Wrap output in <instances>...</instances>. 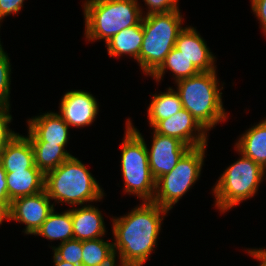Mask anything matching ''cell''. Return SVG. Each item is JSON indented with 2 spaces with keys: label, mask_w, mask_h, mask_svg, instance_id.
Segmentation results:
<instances>
[{
  "label": "cell",
  "mask_w": 266,
  "mask_h": 266,
  "mask_svg": "<svg viewBox=\"0 0 266 266\" xmlns=\"http://www.w3.org/2000/svg\"><path fill=\"white\" fill-rule=\"evenodd\" d=\"M129 211L110 216L113 250L125 266H143L157 250L163 221L170 212L153 202H140Z\"/></svg>",
  "instance_id": "obj_1"
},
{
  "label": "cell",
  "mask_w": 266,
  "mask_h": 266,
  "mask_svg": "<svg viewBox=\"0 0 266 266\" xmlns=\"http://www.w3.org/2000/svg\"><path fill=\"white\" fill-rule=\"evenodd\" d=\"M217 71L199 72L173 83L176 85L174 89L179 94L182 107L189 111L208 133L219 123L228 121L230 116L222 100V90L226 83H220Z\"/></svg>",
  "instance_id": "obj_2"
},
{
  "label": "cell",
  "mask_w": 266,
  "mask_h": 266,
  "mask_svg": "<svg viewBox=\"0 0 266 266\" xmlns=\"http://www.w3.org/2000/svg\"><path fill=\"white\" fill-rule=\"evenodd\" d=\"M44 189L54 206L88 205L103 202L106 196L86 164L75 156L45 174Z\"/></svg>",
  "instance_id": "obj_3"
},
{
  "label": "cell",
  "mask_w": 266,
  "mask_h": 266,
  "mask_svg": "<svg viewBox=\"0 0 266 266\" xmlns=\"http://www.w3.org/2000/svg\"><path fill=\"white\" fill-rule=\"evenodd\" d=\"M85 41L108 42L142 20L138 0H82Z\"/></svg>",
  "instance_id": "obj_4"
},
{
  "label": "cell",
  "mask_w": 266,
  "mask_h": 266,
  "mask_svg": "<svg viewBox=\"0 0 266 266\" xmlns=\"http://www.w3.org/2000/svg\"><path fill=\"white\" fill-rule=\"evenodd\" d=\"M125 121L119 161L123 193L136 196L139 202H152L156 180L149 167L145 138L129 117Z\"/></svg>",
  "instance_id": "obj_5"
},
{
  "label": "cell",
  "mask_w": 266,
  "mask_h": 266,
  "mask_svg": "<svg viewBox=\"0 0 266 266\" xmlns=\"http://www.w3.org/2000/svg\"><path fill=\"white\" fill-rule=\"evenodd\" d=\"M238 159L230 163L218 180L211 187L215 199L213 206L221 214L240 206L258 193L260 185L266 180V170L250 158L245 157L235 148Z\"/></svg>",
  "instance_id": "obj_6"
},
{
  "label": "cell",
  "mask_w": 266,
  "mask_h": 266,
  "mask_svg": "<svg viewBox=\"0 0 266 266\" xmlns=\"http://www.w3.org/2000/svg\"><path fill=\"white\" fill-rule=\"evenodd\" d=\"M181 10L150 13L142 17L143 42L139 54L142 74L150 76L174 48L179 33L184 29Z\"/></svg>",
  "instance_id": "obj_7"
},
{
  "label": "cell",
  "mask_w": 266,
  "mask_h": 266,
  "mask_svg": "<svg viewBox=\"0 0 266 266\" xmlns=\"http://www.w3.org/2000/svg\"><path fill=\"white\" fill-rule=\"evenodd\" d=\"M207 146L190 148L176 167L156 180L153 203L169 212L199 181L202 175Z\"/></svg>",
  "instance_id": "obj_8"
},
{
  "label": "cell",
  "mask_w": 266,
  "mask_h": 266,
  "mask_svg": "<svg viewBox=\"0 0 266 266\" xmlns=\"http://www.w3.org/2000/svg\"><path fill=\"white\" fill-rule=\"evenodd\" d=\"M55 208L45 189L37 194L13 200L7 210V222L25 225L24 235H35L49 213Z\"/></svg>",
  "instance_id": "obj_9"
},
{
  "label": "cell",
  "mask_w": 266,
  "mask_h": 266,
  "mask_svg": "<svg viewBox=\"0 0 266 266\" xmlns=\"http://www.w3.org/2000/svg\"><path fill=\"white\" fill-rule=\"evenodd\" d=\"M99 101L91 92L72 89L62 95L56 113L70 128L92 126L99 116Z\"/></svg>",
  "instance_id": "obj_10"
},
{
  "label": "cell",
  "mask_w": 266,
  "mask_h": 266,
  "mask_svg": "<svg viewBox=\"0 0 266 266\" xmlns=\"http://www.w3.org/2000/svg\"><path fill=\"white\" fill-rule=\"evenodd\" d=\"M151 135L152 143L149 146L145 141V145L151 173L157 180L171 172L190 147L177 138L161 135L154 130Z\"/></svg>",
  "instance_id": "obj_11"
},
{
  "label": "cell",
  "mask_w": 266,
  "mask_h": 266,
  "mask_svg": "<svg viewBox=\"0 0 266 266\" xmlns=\"http://www.w3.org/2000/svg\"><path fill=\"white\" fill-rule=\"evenodd\" d=\"M152 130L164 136L177 138L190 148L208 145L209 142L210 134L184 108L170 118L159 121Z\"/></svg>",
  "instance_id": "obj_12"
},
{
  "label": "cell",
  "mask_w": 266,
  "mask_h": 266,
  "mask_svg": "<svg viewBox=\"0 0 266 266\" xmlns=\"http://www.w3.org/2000/svg\"><path fill=\"white\" fill-rule=\"evenodd\" d=\"M39 114L26 120L28 128L26 136L31 144H58L66 150L71 128L55 111Z\"/></svg>",
  "instance_id": "obj_13"
},
{
  "label": "cell",
  "mask_w": 266,
  "mask_h": 266,
  "mask_svg": "<svg viewBox=\"0 0 266 266\" xmlns=\"http://www.w3.org/2000/svg\"><path fill=\"white\" fill-rule=\"evenodd\" d=\"M196 28L186 24L179 33L174 47L182 52L200 72L218 70L216 55Z\"/></svg>",
  "instance_id": "obj_14"
},
{
  "label": "cell",
  "mask_w": 266,
  "mask_h": 266,
  "mask_svg": "<svg viewBox=\"0 0 266 266\" xmlns=\"http://www.w3.org/2000/svg\"><path fill=\"white\" fill-rule=\"evenodd\" d=\"M93 204L70 207L74 239L86 241L106 237L105 215Z\"/></svg>",
  "instance_id": "obj_15"
},
{
  "label": "cell",
  "mask_w": 266,
  "mask_h": 266,
  "mask_svg": "<svg viewBox=\"0 0 266 266\" xmlns=\"http://www.w3.org/2000/svg\"><path fill=\"white\" fill-rule=\"evenodd\" d=\"M237 138L234 148L266 170V117L251 124V127Z\"/></svg>",
  "instance_id": "obj_16"
},
{
  "label": "cell",
  "mask_w": 266,
  "mask_h": 266,
  "mask_svg": "<svg viewBox=\"0 0 266 266\" xmlns=\"http://www.w3.org/2000/svg\"><path fill=\"white\" fill-rule=\"evenodd\" d=\"M0 163L6 173L27 170L34 165V151L26 135H16L1 151Z\"/></svg>",
  "instance_id": "obj_17"
},
{
  "label": "cell",
  "mask_w": 266,
  "mask_h": 266,
  "mask_svg": "<svg viewBox=\"0 0 266 266\" xmlns=\"http://www.w3.org/2000/svg\"><path fill=\"white\" fill-rule=\"evenodd\" d=\"M143 42L142 20L132 27L121 30L104 45L110 58L134 59L139 66L140 48ZM125 56V57H124Z\"/></svg>",
  "instance_id": "obj_18"
},
{
  "label": "cell",
  "mask_w": 266,
  "mask_h": 266,
  "mask_svg": "<svg viewBox=\"0 0 266 266\" xmlns=\"http://www.w3.org/2000/svg\"><path fill=\"white\" fill-rule=\"evenodd\" d=\"M8 196L10 201L37 194L44 190L45 175L35 166L27 170L6 173Z\"/></svg>",
  "instance_id": "obj_19"
},
{
  "label": "cell",
  "mask_w": 266,
  "mask_h": 266,
  "mask_svg": "<svg viewBox=\"0 0 266 266\" xmlns=\"http://www.w3.org/2000/svg\"><path fill=\"white\" fill-rule=\"evenodd\" d=\"M165 90L164 92L160 90L159 93L155 90L154 94L150 93L152 95L151 102H149L146 111L147 122H149L151 129L159 121L170 118L183 109L179 94L173 86H169Z\"/></svg>",
  "instance_id": "obj_20"
},
{
  "label": "cell",
  "mask_w": 266,
  "mask_h": 266,
  "mask_svg": "<svg viewBox=\"0 0 266 266\" xmlns=\"http://www.w3.org/2000/svg\"><path fill=\"white\" fill-rule=\"evenodd\" d=\"M34 236L60 241L58 244L74 239L70 208L59 213L54 208Z\"/></svg>",
  "instance_id": "obj_21"
},
{
  "label": "cell",
  "mask_w": 266,
  "mask_h": 266,
  "mask_svg": "<svg viewBox=\"0 0 266 266\" xmlns=\"http://www.w3.org/2000/svg\"><path fill=\"white\" fill-rule=\"evenodd\" d=\"M167 72L172 74V80L175 83L178 80L194 76L200 71L182 52L174 47L165 57L162 64L149 77L155 81L154 83L159 85Z\"/></svg>",
  "instance_id": "obj_22"
},
{
  "label": "cell",
  "mask_w": 266,
  "mask_h": 266,
  "mask_svg": "<svg viewBox=\"0 0 266 266\" xmlns=\"http://www.w3.org/2000/svg\"><path fill=\"white\" fill-rule=\"evenodd\" d=\"M31 145L34 151V164L44 175L73 156L72 153L58 144Z\"/></svg>",
  "instance_id": "obj_23"
},
{
  "label": "cell",
  "mask_w": 266,
  "mask_h": 266,
  "mask_svg": "<svg viewBox=\"0 0 266 266\" xmlns=\"http://www.w3.org/2000/svg\"><path fill=\"white\" fill-rule=\"evenodd\" d=\"M104 237L82 241V266H93L103 260L113 251V241Z\"/></svg>",
  "instance_id": "obj_24"
},
{
  "label": "cell",
  "mask_w": 266,
  "mask_h": 266,
  "mask_svg": "<svg viewBox=\"0 0 266 266\" xmlns=\"http://www.w3.org/2000/svg\"><path fill=\"white\" fill-rule=\"evenodd\" d=\"M11 59L3 47L0 38V105H12L10 102L11 94V76L12 64Z\"/></svg>",
  "instance_id": "obj_25"
},
{
  "label": "cell",
  "mask_w": 266,
  "mask_h": 266,
  "mask_svg": "<svg viewBox=\"0 0 266 266\" xmlns=\"http://www.w3.org/2000/svg\"><path fill=\"white\" fill-rule=\"evenodd\" d=\"M52 249L51 254H54L59 260L66 261L76 266H82V241L72 239L56 246L48 245Z\"/></svg>",
  "instance_id": "obj_26"
},
{
  "label": "cell",
  "mask_w": 266,
  "mask_h": 266,
  "mask_svg": "<svg viewBox=\"0 0 266 266\" xmlns=\"http://www.w3.org/2000/svg\"><path fill=\"white\" fill-rule=\"evenodd\" d=\"M11 110V105H0V151L19 134L10 127L13 124Z\"/></svg>",
  "instance_id": "obj_27"
},
{
  "label": "cell",
  "mask_w": 266,
  "mask_h": 266,
  "mask_svg": "<svg viewBox=\"0 0 266 266\" xmlns=\"http://www.w3.org/2000/svg\"><path fill=\"white\" fill-rule=\"evenodd\" d=\"M139 1L141 2V0ZM142 2H144V5L146 6L144 7L142 3H139L143 16L150 14V13H160V12H170L173 10H181L179 9L180 7L179 0H142ZM144 9L146 11H144Z\"/></svg>",
  "instance_id": "obj_28"
},
{
  "label": "cell",
  "mask_w": 266,
  "mask_h": 266,
  "mask_svg": "<svg viewBox=\"0 0 266 266\" xmlns=\"http://www.w3.org/2000/svg\"><path fill=\"white\" fill-rule=\"evenodd\" d=\"M24 3L25 0H0V28L3 21H5L4 18L11 15L15 16L22 12Z\"/></svg>",
  "instance_id": "obj_29"
},
{
  "label": "cell",
  "mask_w": 266,
  "mask_h": 266,
  "mask_svg": "<svg viewBox=\"0 0 266 266\" xmlns=\"http://www.w3.org/2000/svg\"><path fill=\"white\" fill-rule=\"evenodd\" d=\"M251 13L259 21L261 33L266 37V0H250Z\"/></svg>",
  "instance_id": "obj_30"
},
{
  "label": "cell",
  "mask_w": 266,
  "mask_h": 266,
  "mask_svg": "<svg viewBox=\"0 0 266 266\" xmlns=\"http://www.w3.org/2000/svg\"><path fill=\"white\" fill-rule=\"evenodd\" d=\"M0 204L8 210L11 204V201L8 196L7 181H6V172L0 163Z\"/></svg>",
  "instance_id": "obj_31"
},
{
  "label": "cell",
  "mask_w": 266,
  "mask_h": 266,
  "mask_svg": "<svg viewBox=\"0 0 266 266\" xmlns=\"http://www.w3.org/2000/svg\"><path fill=\"white\" fill-rule=\"evenodd\" d=\"M245 253H247L252 259L259 262L258 266H266V248H246Z\"/></svg>",
  "instance_id": "obj_32"
},
{
  "label": "cell",
  "mask_w": 266,
  "mask_h": 266,
  "mask_svg": "<svg viewBox=\"0 0 266 266\" xmlns=\"http://www.w3.org/2000/svg\"><path fill=\"white\" fill-rule=\"evenodd\" d=\"M93 266H125L120 254L113 250L102 263Z\"/></svg>",
  "instance_id": "obj_33"
},
{
  "label": "cell",
  "mask_w": 266,
  "mask_h": 266,
  "mask_svg": "<svg viewBox=\"0 0 266 266\" xmlns=\"http://www.w3.org/2000/svg\"><path fill=\"white\" fill-rule=\"evenodd\" d=\"M52 257V260H53V266H76L74 264H71V263H68L66 261H63V260H59L54 254Z\"/></svg>",
  "instance_id": "obj_34"
},
{
  "label": "cell",
  "mask_w": 266,
  "mask_h": 266,
  "mask_svg": "<svg viewBox=\"0 0 266 266\" xmlns=\"http://www.w3.org/2000/svg\"><path fill=\"white\" fill-rule=\"evenodd\" d=\"M5 221H7V210L0 204V225L2 226Z\"/></svg>",
  "instance_id": "obj_35"
}]
</instances>
